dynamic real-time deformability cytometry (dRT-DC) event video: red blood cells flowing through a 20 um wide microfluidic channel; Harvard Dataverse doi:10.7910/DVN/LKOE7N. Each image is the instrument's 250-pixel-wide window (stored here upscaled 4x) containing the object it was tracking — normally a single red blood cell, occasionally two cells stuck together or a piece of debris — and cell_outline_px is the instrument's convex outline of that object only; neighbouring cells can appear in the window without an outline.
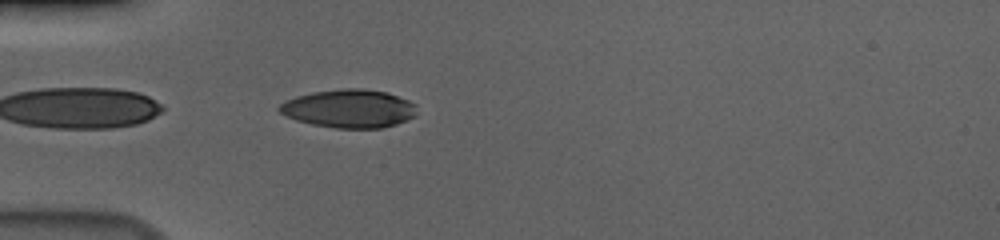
{"species": "human", "species_latin": "Homo sapiens", "temperature_condition": "cold", "stored_images_in_passage": 25, "camera_frame_rate_fps": 3000, "um_per_image_px": 0.085, "donor": {"sex": "male"}, "frame": {"image": 1, "passage_image": 1, "time_ms": 0.0, "image_size_px": [1000, 240], "cell_outline_px": [[416, 116], [396, 124], [384, 128], [336, 128], [312, 124], [296, 120], [280, 112], [276, 108], [284, 100], [296, 96], [312, 92], [344, 88], [364, 88], [388, 92], [408, 100], [416, 104]], "centroid_in_image_um": [29.68, 9.22], "position_along_channel_um": 55.3, "area_um2": 30.92}}
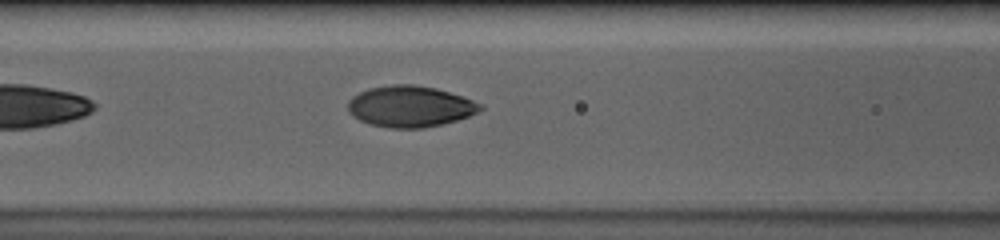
{"frame": {"image": 2, "passage_image": 8, "time_ms": 2.333, "image_size_px": [1000, 240], "cell_outline_px": [[484, 108], [468, 116], [456, 120], [424, 128], [388, 128], [368, 124], [352, 116], [348, 112], [348, 100], [352, 96], [368, 88], [392, 84], [412, 84], [436, 88], [484, 104]], "centroid_in_image_um": [34.82, 9.05], "position_along_channel_um": 131.8, "area_um2": 31.79}}
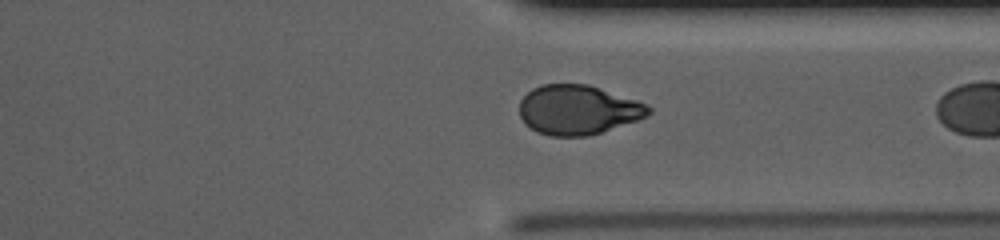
{"frame": {"image": 3, "passage_image": 24, "time_ms": 7.667, "image_size_px": [1000, 240], "cell_outline_px": [[652, 112], [648, 116], [588, 136], [548, 136], [536, 132], [524, 124], [520, 116], [520, 100], [532, 88], [540, 84], [588, 84], [648, 104], [652, 108]], "centroid_in_image_um": [49.11, 9.33], "position_along_channel_um": 362.3, "area_um2": 37.34}}